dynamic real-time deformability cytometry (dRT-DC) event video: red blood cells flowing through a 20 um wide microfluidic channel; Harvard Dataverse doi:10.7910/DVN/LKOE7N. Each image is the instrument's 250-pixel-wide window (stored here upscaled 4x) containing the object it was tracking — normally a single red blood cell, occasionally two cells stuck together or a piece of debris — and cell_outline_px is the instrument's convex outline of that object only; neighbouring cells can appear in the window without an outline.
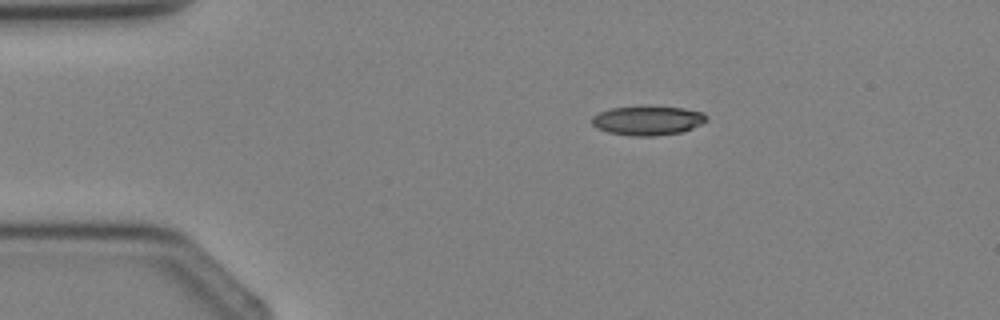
{"species": "Egyptian fruit bat (a non-hibernating species)", "species_latin": "Rousettus aegyptiacus", "temperature_condition": "cold", "stored_images_in_passage": 2, "camera_frame_rate_fps": 3000, "um_per_image_px": 0.085, "animal": {"sex": "female"}, "frame": {"image": 1, "passage_image": 1, "time_ms": 0.0, "image_size_px": [1000, 320], "cell_outline_px": [[708, 120], [704, 124], [680, 132], [656, 136], [632, 136], [608, 132], [596, 128], [592, 124], [592, 116], [600, 112], [612, 108], [644, 104], [648, 104], [684, 108], [704, 112], [708, 116]], "centroid_in_image_um": [55.09, 10.21], "position_along_channel_um": 29.9, "area_um2": 20.29}}